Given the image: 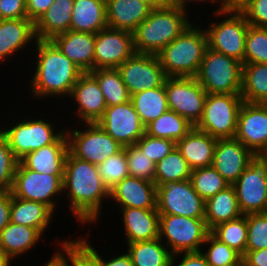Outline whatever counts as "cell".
I'll list each match as a JSON object with an SVG mask.
<instances>
[{"label":"cell","mask_w":267,"mask_h":266,"mask_svg":"<svg viewBox=\"0 0 267 266\" xmlns=\"http://www.w3.org/2000/svg\"><path fill=\"white\" fill-rule=\"evenodd\" d=\"M267 162L258 155L233 184L243 215L267 212Z\"/></svg>","instance_id":"5bb4252c"},{"label":"cell","mask_w":267,"mask_h":266,"mask_svg":"<svg viewBox=\"0 0 267 266\" xmlns=\"http://www.w3.org/2000/svg\"><path fill=\"white\" fill-rule=\"evenodd\" d=\"M74 0H55L34 24L37 40H52L70 30Z\"/></svg>","instance_id":"f1b7e54d"},{"label":"cell","mask_w":267,"mask_h":266,"mask_svg":"<svg viewBox=\"0 0 267 266\" xmlns=\"http://www.w3.org/2000/svg\"><path fill=\"white\" fill-rule=\"evenodd\" d=\"M27 18L34 24L48 10L55 0H25Z\"/></svg>","instance_id":"db71d44e"},{"label":"cell","mask_w":267,"mask_h":266,"mask_svg":"<svg viewBox=\"0 0 267 266\" xmlns=\"http://www.w3.org/2000/svg\"><path fill=\"white\" fill-rule=\"evenodd\" d=\"M187 119L176 112L168 110L145 127V133L156 138L169 139L174 142L181 140L192 128Z\"/></svg>","instance_id":"d590c367"},{"label":"cell","mask_w":267,"mask_h":266,"mask_svg":"<svg viewBox=\"0 0 267 266\" xmlns=\"http://www.w3.org/2000/svg\"><path fill=\"white\" fill-rule=\"evenodd\" d=\"M110 201L119 208L157 210V186L154 182L127 176L110 190Z\"/></svg>","instance_id":"44dd1931"},{"label":"cell","mask_w":267,"mask_h":266,"mask_svg":"<svg viewBox=\"0 0 267 266\" xmlns=\"http://www.w3.org/2000/svg\"><path fill=\"white\" fill-rule=\"evenodd\" d=\"M58 242L57 247L60 248L54 250L52 258L44 266H85L84 248L76 240L64 239Z\"/></svg>","instance_id":"ee69618b"},{"label":"cell","mask_w":267,"mask_h":266,"mask_svg":"<svg viewBox=\"0 0 267 266\" xmlns=\"http://www.w3.org/2000/svg\"><path fill=\"white\" fill-rule=\"evenodd\" d=\"M210 232L205 219L178 215L159 217V239L172 254L201 251Z\"/></svg>","instance_id":"ba28073f"},{"label":"cell","mask_w":267,"mask_h":266,"mask_svg":"<svg viewBox=\"0 0 267 266\" xmlns=\"http://www.w3.org/2000/svg\"><path fill=\"white\" fill-rule=\"evenodd\" d=\"M25 119H20L18 123H8L5 127L0 125L1 134L8 140L9 146L16 158L20 161L27 154L38 150L41 147L53 144L64 132L65 129L61 127V131L53 127L54 121L41 119L40 117L27 115ZM47 120V121H46Z\"/></svg>","instance_id":"8992f818"},{"label":"cell","mask_w":267,"mask_h":266,"mask_svg":"<svg viewBox=\"0 0 267 266\" xmlns=\"http://www.w3.org/2000/svg\"><path fill=\"white\" fill-rule=\"evenodd\" d=\"M214 17L224 20L210 21L205 28L208 47L237 59L244 64L245 38L249 23L241 12L213 11Z\"/></svg>","instance_id":"9c48e42d"},{"label":"cell","mask_w":267,"mask_h":266,"mask_svg":"<svg viewBox=\"0 0 267 266\" xmlns=\"http://www.w3.org/2000/svg\"><path fill=\"white\" fill-rule=\"evenodd\" d=\"M135 145L157 164L176 147V142L152 137L145 133Z\"/></svg>","instance_id":"c3c4849f"},{"label":"cell","mask_w":267,"mask_h":266,"mask_svg":"<svg viewBox=\"0 0 267 266\" xmlns=\"http://www.w3.org/2000/svg\"><path fill=\"white\" fill-rule=\"evenodd\" d=\"M235 139L255 156L267 145V105L243 102L238 113Z\"/></svg>","instance_id":"ac0fdd59"},{"label":"cell","mask_w":267,"mask_h":266,"mask_svg":"<svg viewBox=\"0 0 267 266\" xmlns=\"http://www.w3.org/2000/svg\"><path fill=\"white\" fill-rule=\"evenodd\" d=\"M18 163L8 140L0 132V192L12 190Z\"/></svg>","instance_id":"7dc6e473"},{"label":"cell","mask_w":267,"mask_h":266,"mask_svg":"<svg viewBox=\"0 0 267 266\" xmlns=\"http://www.w3.org/2000/svg\"><path fill=\"white\" fill-rule=\"evenodd\" d=\"M164 86L169 110L195 126L202 117L207 92L195 77H167Z\"/></svg>","instance_id":"4fadbf2b"},{"label":"cell","mask_w":267,"mask_h":266,"mask_svg":"<svg viewBox=\"0 0 267 266\" xmlns=\"http://www.w3.org/2000/svg\"><path fill=\"white\" fill-rule=\"evenodd\" d=\"M36 40L35 25L28 18L0 19V63L15 58L26 46L33 48Z\"/></svg>","instance_id":"7402d4cb"},{"label":"cell","mask_w":267,"mask_h":266,"mask_svg":"<svg viewBox=\"0 0 267 266\" xmlns=\"http://www.w3.org/2000/svg\"><path fill=\"white\" fill-rule=\"evenodd\" d=\"M63 178L64 175L32 171L19 161L11 193L17 198L43 203L55 213L63 195Z\"/></svg>","instance_id":"30bf717a"},{"label":"cell","mask_w":267,"mask_h":266,"mask_svg":"<svg viewBox=\"0 0 267 266\" xmlns=\"http://www.w3.org/2000/svg\"><path fill=\"white\" fill-rule=\"evenodd\" d=\"M243 215L239 209L236 191L229 185L205 201V221L211 231L217 225Z\"/></svg>","instance_id":"1f68e13d"},{"label":"cell","mask_w":267,"mask_h":266,"mask_svg":"<svg viewBox=\"0 0 267 266\" xmlns=\"http://www.w3.org/2000/svg\"><path fill=\"white\" fill-rule=\"evenodd\" d=\"M133 266H170L172 253L159 239L127 244Z\"/></svg>","instance_id":"d6a6232c"},{"label":"cell","mask_w":267,"mask_h":266,"mask_svg":"<svg viewBox=\"0 0 267 266\" xmlns=\"http://www.w3.org/2000/svg\"><path fill=\"white\" fill-rule=\"evenodd\" d=\"M168 1V5H171V6H174V7H178V8H181V9H184V10H187V6L189 8V3L188 2H191V3H207L211 2V3H217L218 0H167Z\"/></svg>","instance_id":"680465c9"},{"label":"cell","mask_w":267,"mask_h":266,"mask_svg":"<svg viewBox=\"0 0 267 266\" xmlns=\"http://www.w3.org/2000/svg\"><path fill=\"white\" fill-rule=\"evenodd\" d=\"M153 8L140 0H106V19L110 28L133 33Z\"/></svg>","instance_id":"484cf974"},{"label":"cell","mask_w":267,"mask_h":266,"mask_svg":"<svg viewBox=\"0 0 267 266\" xmlns=\"http://www.w3.org/2000/svg\"><path fill=\"white\" fill-rule=\"evenodd\" d=\"M205 251L203 252V247ZM209 246V247H208ZM201 253L209 266L244 265L242 255L235 249L217 239L211 232L204 242Z\"/></svg>","instance_id":"ab89813d"},{"label":"cell","mask_w":267,"mask_h":266,"mask_svg":"<svg viewBox=\"0 0 267 266\" xmlns=\"http://www.w3.org/2000/svg\"><path fill=\"white\" fill-rule=\"evenodd\" d=\"M81 124L86 125L84 130L79 128L75 130L65 129L69 152L74 157L98 165L123 148L97 123Z\"/></svg>","instance_id":"8fae6325"},{"label":"cell","mask_w":267,"mask_h":266,"mask_svg":"<svg viewBox=\"0 0 267 266\" xmlns=\"http://www.w3.org/2000/svg\"><path fill=\"white\" fill-rule=\"evenodd\" d=\"M244 266H267V248L246 251L242 257Z\"/></svg>","instance_id":"9f6ffc18"},{"label":"cell","mask_w":267,"mask_h":266,"mask_svg":"<svg viewBox=\"0 0 267 266\" xmlns=\"http://www.w3.org/2000/svg\"><path fill=\"white\" fill-rule=\"evenodd\" d=\"M190 181L204 201L229 186L227 181L212 166L192 170Z\"/></svg>","instance_id":"60d3db41"},{"label":"cell","mask_w":267,"mask_h":266,"mask_svg":"<svg viewBox=\"0 0 267 266\" xmlns=\"http://www.w3.org/2000/svg\"><path fill=\"white\" fill-rule=\"evenodd\" d=\"M97 171L109 191L129 176L125 148L98 164Z\"/></svg>","instance_id":"b9f144b4"},{"label":"cell","mask_w":267,"mask_h":266,"mask_svg":"<svg viewBox=\"0 0 267 266\" xmlns=\"http://www.w3.org/2000/svg\"><path fill=\"white\" fill-rule=\"evenodd\" d=\"M193 24L156 54L167 77L197 75L208 47V38L204 27Z\"/></svg>","instance_id":"277c9868"},{"label":"cell","mask_w":267,"mask_h":266,"mask_svg":"<svg viewBox=\"0 0 267 266\" xmlns=\"http://www.w3.org/2000/svg\"><path fill=\"white\" fill-rule=\"evenodd\" d=\"M178 258H180L181 260L176 261ZM170 266H209V264L207 263L201 251H198L173 254Z\"/></svg>","instance_id":"f5cc1de1"},{"label":"cell","mask_w":267,"mask_h":266,"mask_svg":"<svg viewBox=\"0 0 267 266\" xmlns=\"http://www.w3.org/2000/svg\"><path fill=\"white\" fill-rule=\"evenodd\" d=\"M247 244L246 251L267 248V212L246 214Z\"/></svg>","instance_id":"bcb514c9"},{"label":"cell","mask_w":267,"mask_h":266,"mask_svg":"<svg viewBox=\"0 0 267 266\" xmlns=\"http://www.w3.org/2000/svg\"><path fill=\"white\" fill-rule=\"evenodd\" d=\"M240 94L244 102H267V63L243 64Z\"/></svg>","instance_id":"836d02e7"},{"label":"cell","mask_w":267,"mask_h":266,"mask_svg":"<svg viewBox=\"0 0 267 266\" xmlns=\"http://www.w3.org/2000/svg\"><path fill=\"white\" fill-rule=\"evenodd\" d=\"M130 101L145 127L169 110L164 85L133 94Z\"/></svg>","instance_id":"e575fe53"},{"label":"cell","mask_w":267,"mask_h":266,"mask_svg":"<svg viewBox=\"0 0 267 266\" xmlns=\"http://www.w3.org/2000/svg\"><path fill=\"white\" fill-rule=\"evenodd\" d=\"M34 47L36 68L29 81L31 98L70 99L73 86L83 72L51 40H36Z\"/></svg>","instance_id":"7a4b0ae2"},{"label":"cell","mask_w":267,"mask_h":266,"mask_svg":"<svg viewBox=\"0 0 267 266\" xmlns=\"http://www.w3.org/2000/svg\"><path fill=\"white\" fill-rule=\"evenodd\" d=\"M44 235L35 228L9 222L0 232V247L13 262L28 251L34 250Z\"/></svg>","instance_id":"83f0119b"},{"label":"cell","mask_w":267,"mask_h":266,"mask_svg":"<svg viewBox=\"0 0 267 266\" xmlns=\"http://www.w3.org/2000/svg\"><path fill=\"white\" fill-rule=\"evenodd\" d=\"M85 266H92L87 260L85 261Z\"/></svg>","instance_id":"be15d7a7"},{"label":"cell","mask_w":267,"mask_h":266,"mask_svg":"<svg viewBox=\"0 0 267 266\" xmlns=\"http://www.w3.org/2000/svg\"><path fill=\"white\" fill-rule=\"evenodd\" d=\"M192 169L175 147L156 164L154 183L158 187L164 182H178L190 179Z\"/></svg>","instance_id":"74e56055"},{"label":"cell","mask_w":267,"mask_h":266,"mask_svg":"<svg viewBox=\"0 0 267 266\" xmlns=\"http://www.w3.org/2000/svg\"><path fill=\"white\" fill-rule=\"evenodd\" d=\"M53 215L56 214L43 203L24 200L12 195L10 210V222L12 223L38 229L45 235L50 223L54 220Z\"/></svg>","instance_id":"4dcf8cb0"},{"label":"cell","mask_w":267,"mask_h":266,"mask_svg":"<svg viewBox=\"0 0 267 266\" xmlns=\"http://www.w3.org/2000/svg\"><path fill=\"white\" fill-rule=\"evenodd\" d=\"M247 230L246 215H241L236 219L217 225L211 230V233L243 256L246 253Z\"/></svg>","instance_id":"f35d334b"},{"label":"cell","mask_w":267,"mask_h":266,"mask_svg":"<svg viewBox=\"0 0 267 266\" xmlns=\"http://www.w3.org/2000/svg\"><path fill=\"white\" fill-rule=\"evenodd\" d=\"M134 53L133 33L106 27L95 34L94 70L117 68Z\"/></svg>","instance_id":"e0dca14e"},{"label":"cell","mask_w":267,"mask_h":266,"mask_svg":"<svg viewBox=\"0 0 267 266\" xmlns=\"http://www.w3.org/2000/svg\"><path fill=\"white\" fill-rule=\"evenodd\" d=\"M89 73L97 80L107 107L130 101L131 95L117 68L96 69Z\"/></svg>","instance_id":"8d00e7d4"},{"label":"cell","mask_w":267,"mask_h":266,"mask_svg":"<svg viewBox=\"0 0 267 266\" xmlns=\"http://www.w3.org/2000/svg\"><path fill=\"white\" fill-rule=\"evenodd\" d=\"M267 63V28L249 25L245 38L244 64Z\"/></svg>","instance_id":"7bdbcfd3"},{"label":"cell","mask_w":267,"mask_h":266,"mask_svg":"<svg viewBox=\"0 0 267 266\" xmlns=\"http://www.w3.org/2000/svg\"><path fill=\"white\" fill-rule=\"evenodd\" d=\"M241 13L249 25L267 28V0H251Z\"/></svg>","instance_id":"f907efd6"},{"label":"cell","mask_w":267,"mask_h":266,"mask_svg":"<svg viewBox=\"0 0 267 266\" xmlns=\"http://www.w3.org/2000/svg\"><path fill=\"white\" fill-rule=\"evenodd\" d=\"M70 98L76 106L78 123H96L107 108L97 80L89 73H83L73 86ZM78 105V107H77Z\"/></svg>","instance_id":"ffe728a7"},{"label":"cell","mask_w":267,"mask_h":266,"mask_svg":"<svg viewBox=\"0 0 267 266\" xmlns=\"http://www.w3.org/2000/svg\"><path fill=\"white\" fill-rule=\"evenodd\" d=\"M242 62L207 47L196 80L208 94H240Z\"/></svg>","instance_id":"5b68a950"},{"label":"cell","mask_w":267,"mask_h":266,"mask_svg":"<svg viewBox=\"0 0 267 266\" xmlns=\"http://www.w3.org/2000/svg\"><path fill=\"white\" fill-rule=\"evenodd\" d=\"M51 41L83 73L94 70L95 34L68 30Z\"/></svg>","instance_id":"603a6c76"},{"label":"cell","mask_w":267,"mask_h":266,"mask_svg":"<svg viewBox=\"0 0 267 266\" xmlns=\"http://www.w3.org/2000/svg\"><path fill=\"white\" fill-rule=\"evenodd\" d=\"M63 194L69 200L71 217L82 225H96L103 214V203L110 198L97 165L76 158L70 152L65 160Z\"/></svg>","instance_id":"6da1fadb"},{"label":"cell","mask_w":267,"mask_h":266,"mask_svg":"<svg viewBox=\"0 0 267 266\" xmlns=\"http://www.w3.org/2000/svg\"><path fill=\"white\" fill-rule=\"evenodd\" d=\"M243 102L241 94L207 93L202 117L194 127L216 139L234 138Z\"/></svg>","instance_id":"52a82bcc"},{"label":"cell","mask_w":267,"mask_h":266,"mask_svg":"<svg viewBox=\"0 0 267 266\" xmlns=\"http://www.w3.org/2000/svg\"><path fill=\"white\" fill-rule=\"evenodd\" d=\"M156 208L160 215L205 219V201L195 191L190 179L159 185Z\"/></svg>","instance_id":"7c38bea8"},{"label":"cell","mask_w":267,"mask_h":266,"mask_svg":"<svg viewBox=\"0 0 267 266\" xmlns=\"http://www.w3.org/2000/svg\"><path fill=\"white\" fill-rule=\"evenodd\" d=\"M69 152L64 132L53 144L27 154L20 162L28 169L48 175H64L65 160Z\"/></svg>","instance_id":"cb8c5ba5"},{"label":"cell","mask_w":267,"mask_h":266,"mask_svg":"<svg viewBox=\"0 0 267 266\" xmlns=\"http://www.w3.org/2000/svg\"><path fill=\"white\" fill-rule=\"evenodd\" d=\"M187 11L171 5L153 8L133 32L135 53L160 52L193 23Z\"/></svg>","instance_id":"3957f363"},{"label":"cell","mask_w":267,"mask_h":266,"mask_svg":"<svg viewBox=\"0 0 267 266\" xmlns=\"http://www.w3.org/2000/svg\"><path fill=\"white\" fill-rule=\"evenodd\" d=\"M251 0H218V11L241 12Z\"/></svg>","instance_id":"6f0895ef"},{"label":"cell","mask_w":267,"mask_h":266,"mask_svg":"<svg viewBox=\"0 0 267 266\" xmlns=\"http://www.w3.org/2000/svg\"><path fill=\"white\" fill-rule=\"evenodd\" d=\"M126 158L129 176L154 182L156 164L136 145L126 146Z\"/></svg>","instance_id":"f6af8a7d"},{"label":"cell","mask_w":267,"mask_h":266,"mask_svg":"<svg viewBox=\"0 0 267 266\" xmlns=\"http://www.w3.org/2000/svg\"><path fill=\"white\" fill-rule=\"evenodd\" d=\"M263 161L267 162V145L258 155Z\"/></svg>","instance_id":"6125c7cd"},{"label":"cell","mask_w":267,"mask_h":266,"mask_svg":"<svg viewBox=\"0 0 267 266\" xmlns=\"http://www.w3.org/2000/svg\"><path fill=\"white\" fill-rule=\"evenodd\" d=\"M86 236L78 237V239H75L83 248L85 251L86 260L92 265V266H133V263L131 261V258L127 252H122L121 255L115 256L112 255V258L106 259L103 258V255L101 253H98L99 251H96L95 247L93 245L89 244L90 241L85 239Z\"/></svg>","instance_id":"681fc988"},{"label":"cell","mask_w":267,"mask_h":266,"mask_svg":"<svg viewBox=\"0 0 267 266\" xmlns=\"http://www.w3.org/2000/svg\"><path fill=\"white\" fill-rule=\"evenodd\" d=\"M11 202H12L11 191L0 192V232L10 222Z\"/></svg>","instance_id":"11a10c76"},{"label":"cell","mask_w":267,"mask_h":266,"mask_svg":"<svg viewBox=\"0 0 267 266\" xmlns=\"http://www.w3.org/2000/svg\"><path fill=\"white\" fill-rule=\"evenodd\" d=\"M96 123L123 147L135 145L145 134V126L131 101L107 107Z\"/></svg>","instance_id":"2e32d148"},{"label":"cell","mask_w":267,"mask_h":266,"mask_svg":"<svg viewBox=\"0 0 267 266\" xmlns=\"http://www.w3.org/2000/svg\"><path fill=\"white\" fill-rule=\"evenodd\" d=\"M142 2H146L149 4L152 8H159L168 5L167 0H140Z\"/></svg>","instance_id":"91938a15"},{"label":"cell","mask_w":267,"mask_h":266,"mask_svg":"<svg viewBox=\"0 0 267 266\" xmlns=\"http://www.w3.org/2000/svg\"><path fill=\"white\" fill-rule=\"evenodd\" d=\"M255 155L235 138L217 139L212 167L233 185Z\"/></svg>","instance_id":"d6986e66"},{"label":"cell","mask_w":267,"mask_h":266,"mask_svg":"<svg viewBox=\"0 0 267 266\" xmlns=\"http://www.w3.org/2000/svg\"><path fill=\"white\" fill-rule=\"evenodd\" d=\"M12 261L5 255L3 249L0 247V266H12Z\"/></svg>","instance_id":"94428289"},{"label":"cell","mask_w":267,"mask_h":266,"mask_svg":"<svg viewBox=\"0 0 267 266\" xmlns=\"http://www.w3.org/2000/svg\"><path fill=\"white\" fill-rule=\"evenodd\" d=\"M117 70L130 95L160 87L167 78L154 54L134 53Z\"/></svg>","instance_id":"9a60e30c"},{"label":"cell","mask_w":267,"mask_h":266,"mask_svg":"<svg viewBox=\"0 0 267 266\" xmlns=\"http://www.w3.org/2000/svg\"><path fill=\"white\" fill-rule=\"evenodd\" d=\"M216 142V138L193 127L176 142V148L194 170L212 165Z\"/></svg>","instance_id":"4316f807"},{"label":"cell","mask_w":267,"mask_h":266,"mask_svg":"<svg viewBox=\"0 0 267 266\" xmlns=\"http://www.w3.org/2000/svg\"><path fill=\"white\" fill-rule=\"evenodd\" d=\"M27 18L25 0H0V19Z\"/></svg>","instance_id":"816d5d0a"},{"label":"cell","mask_w":267,"mask_h":266,"mask_svg":"<svg viewBox=\"0 0 267 266\" xmlns=\"http://www.w3.org/2000/svg\"><path fill=\"white\" fill-rule=\"evenodd\" d=\"M106 27V0H74L70 30L96 34Z\"/></svg>","instance_id":"f546056e"},{"label":"cell","mask_w":267,"mask_h":266,"mask_svg":"<svg viewBox=\"0 0 267 266\" xmlns=\"http://www.w3.org/2000/svg\"><path fill=\"white\" fill-rule=\"evenodd\" d=\"M126 243L150 241L159 238L157 210L120 208Z\"/></svg>","instance_id":"d4e9b609"}]
</instances>
